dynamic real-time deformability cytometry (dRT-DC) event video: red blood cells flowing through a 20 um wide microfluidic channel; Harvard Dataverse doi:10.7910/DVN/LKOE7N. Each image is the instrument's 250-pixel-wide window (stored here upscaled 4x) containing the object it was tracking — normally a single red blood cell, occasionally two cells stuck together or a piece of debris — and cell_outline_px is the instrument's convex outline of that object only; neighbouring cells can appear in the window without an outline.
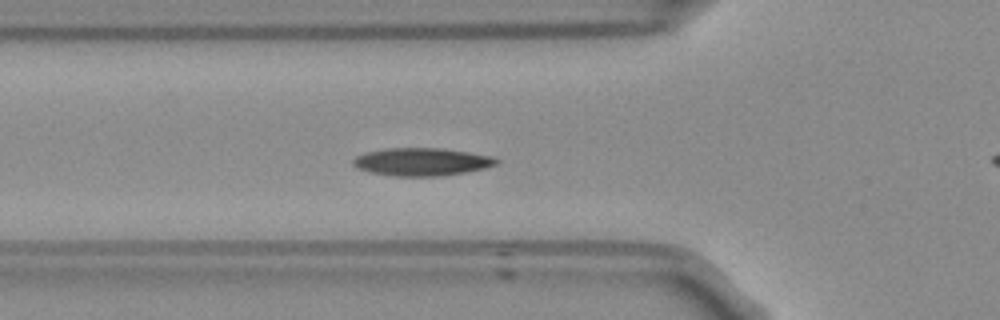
{"species": "Egyptian fruit bat (a non-hibernating species)", "species_latin": "Rousettus aegyptiacus", "temperature_condition": "room temperature", "stored_images_in_passage": 39, "camera_frame_rate_fps": 3000, "um_per_image_px": 0.085, "frame": {"image": 1, "passage_image": 2, "time_ms": 0.333, "image_size_px": [1000, 320], "cell_outline_px": [[500, 160], [496, 164], [484, 168], [464, 172], [440, 176], [392, 176], [372, 172], [356, 168], [352, 164], [352, 160], [356, 156], [368, 152], [388, 148], [440, 148], [468, 152], [492, 156]], "centroid_in_image_um": [35.83, 13.75], "position_along_channel_um": 90.0, "area_um2": 23.06}}
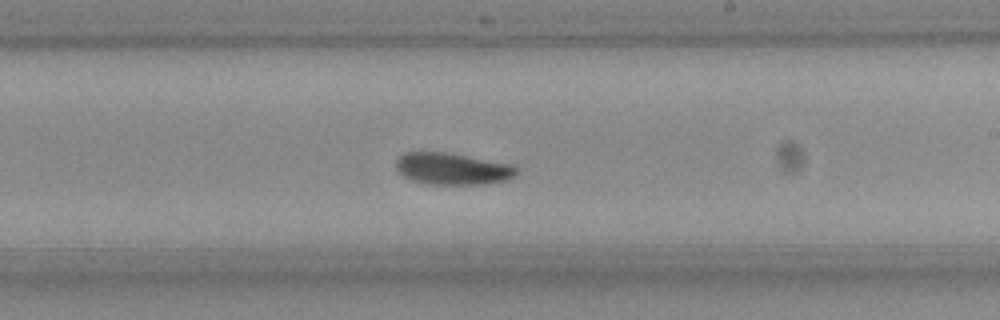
{"frame": {"image": 2, "passage_image": 15, "time_ms": 4.667, "image_size_px": [1000, 320], "cell_outline_px": [[520, 168], [508, 180], [488, 184], [428, 184], [408, 180], [396, 168], [396, 160], [404, 152], [448, 152], [512, 164]], "centroid_in_image_um": [38.46, 14.34], "position_along_channel_um": 250.5, "area_um2": 22.54}}
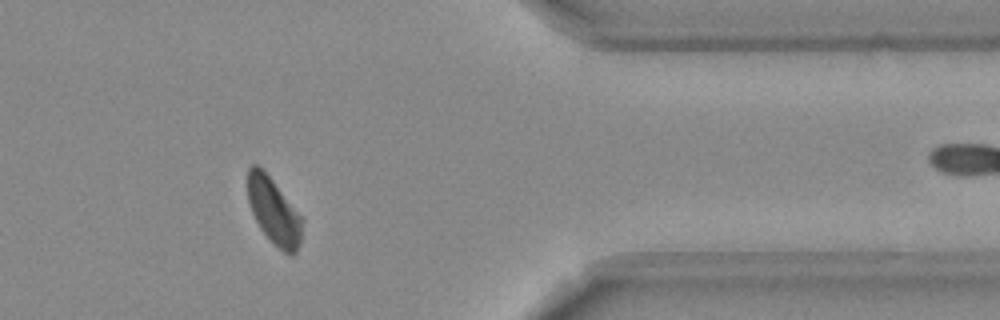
{"frame": {"image": 3, "passage_image": 28, "time_ms": 9.0, "image_size_px": [1000, 320], "cell_outline_px": [[304, 220], [300, 244], [296, 252], [292, 256], [288, 256], [260, 228], [252, 212], [248, 200], [248, 168], [252, 164], [256, 164], [272, 180]], "centroid_in_image_um": [23.29, 17.98], "position_along_channel_um": 388.1, "area_um2": 20.58}}